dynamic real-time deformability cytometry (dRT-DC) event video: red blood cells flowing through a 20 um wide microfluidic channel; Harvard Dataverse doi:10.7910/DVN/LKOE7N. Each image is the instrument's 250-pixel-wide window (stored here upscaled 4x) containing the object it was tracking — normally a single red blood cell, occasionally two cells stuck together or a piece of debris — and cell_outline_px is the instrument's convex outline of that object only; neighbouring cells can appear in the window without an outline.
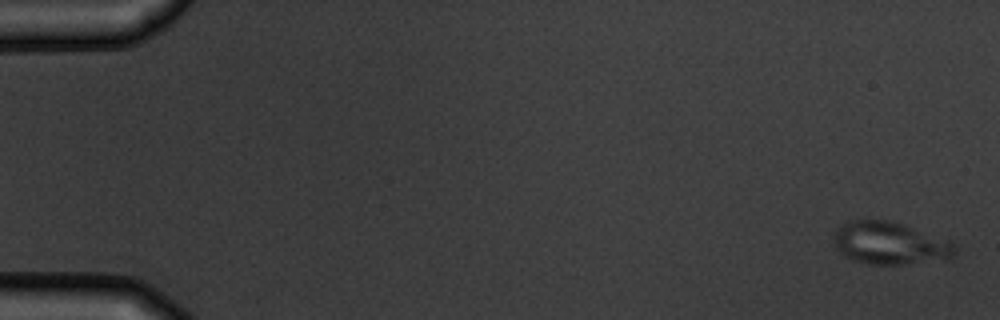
{"species": "common noctule bat (a hibernating species)", "species_latin": "Nyctalus noctula", "temperature_condition": "warm", "stored_images_in_passage": 6, "camera_frame_rate_fps": 3000, "um_per_image_px": 0.085, "animal": {"sex": "male", "body_mass_g": 19.5, "forearm_length_mm": 54.6}, "frame": {"image": 1, "passage_image": 1, "time_ms": 0.0, "image_size_px": [1000, 320], "cell_outline_px": [[956, 252], [952, 256], [904, 264], [868, 264], [852, 260], [840, 252], [836, 248], [832, 240], [832, 236], [836, 228], [840, 224], [852, 220], [892, 220], [952, 240], [956, 244]], "centroid_in_image_um": [75.6, 20.64], "position_along_channel_um": 9.4, "area_um2": 30.17}}